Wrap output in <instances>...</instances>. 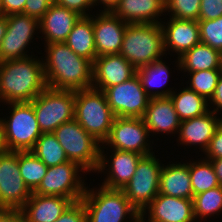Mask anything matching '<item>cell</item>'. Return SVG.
<instances>
[{
	"mask_svg": "<svg viewBox=\"0 0 222 222\" xmlns=\"http://www.w3.org/2000/svg\"><path fill=\"white\" fill-rule=\"evenodd\" d=\"M42 59L48 87L63 90L92 88L93 63L78 56L64 42L46 44Z\"/></svg>",
	"mask_w": 222,
	"mask_h": 222,
	"instance_id": "1",
	"label": "cell"
},
{
	"mask_svg": "<svg viewBox=\"0 0 222 222\" xmlns=\"http://www.w3.org/2000/svg\"><path fill=\"white\" fill-rule=\"evenodd\" d=\"M32 56L0 62V102H31L47 87L42 59Z\"/></svg>",
	"mask_w": 222,
	"mask_h": 222,
	"instance_id": "2",
	"label": "cell"
},
{
	"mask_svg": "<svg viewBox=\"0 0 222 222\" xmlns=\"http://www.w3.org/2000/svg\"><path fill=\"white\" fill-rule=\"evenodd\" d=\"M120 54L136 69L162 59L165 50L160 23L128 24Z\"/></svg>",
	"mask_w": 222,
	"mask_h": 222,
	"instance_id": "3",
	"label": "cell"
},
{
	"mask_svg": "<svg viewBox=\"0 0 222 222\" xmlns=\"http://www.w3.org/2000/svg\"><path fill=\"white\" fill-rule=\"evenodd\" d=\"M115 117L103 91L93 87L75 91L74 119L101 144L108 138Z\"/></svg>",
	"mask_w": 222,
	"mask_h": 222,
	"instance_id": "4",
	"label": "cell"
},
{
	"mask_svg": "<svg viewBox=\"0 0 222 222\" xmlns=\"http://www.w3.org/2000/svg\"><path fill=\"white\" fill-rule=\"evenodd\" d=\"M81 200L88 222H125L127 218L136 222L140 218L139 212L131 205L122 190L103 186H99L98 190L86 187Z\"/></svg>",
	"mask_w": 222,
	"mask_h": 222,
	"instance_id": "5",
	"label": "cell"
},
{
	"mask_svg": "<svg viewBox=\"0 0 222 222\" xmlns=\"http://www.w3.org/2000/svg\"><path fill=\"white\" fill-rule=\"evenodd\" d=\"M7 105L12 109L11 115L1 119L5 150L31 151L42 134L33 105L30 102Z\"/></svg>",
	"mask_w": 222,
	"mask_h": 222,
	"instance_id": "6",
	"label": "cell"
},
{
	"mask_svg": "<svg viewBox=\"0 0 222 222\" xmlns=\"http://www.w3.org/2000/svg\"><path fill=\"white\" fill-rule=\"evenodd\" d=\"M53 134L64 149L69 161L78 163L87 173L90 171L96 173L102 145L75 119L60 125Z\"/></svg>",
	"mask_w": 222,
	"mask_h": 222,
	"instance_id": "7",
	"label": "cell"
},
{
	"mask_svg": "<svg viewBox=\"0 0 222 222\" xmlns=\"http://www.w3.org/2000/svg\"><path fill=\"white\" fill-rule=\"evenodd\" d=\"M30 103L42 133L54 132L63 123L74 119L75 91L47 86Z\"/></svg>",
	"mask_w": 222,
	"mask_h": 222,
	"instance_id": "8",
	"label": "cell"
},
{
	"mask_svg": "<svg viewBox=\"0 0 222 222\" xmlns=\"http://www.w3.org/2000/svg\"><path fill=\"white\" fill-rule=\"evenodd\" d=\"M153 154L140 158L135 174L122 189L139 214L159 194L160 172L163 164L161 165L159 159Z\"/></svg>",
	"mask_w": 222,
	"mask_h": 222,
	"instance_id": "9",
	"label": "cell"
},
{
	"mask_svg": "<svg viewBox=\"0 0 222 222\" xmlns=\"http://www.w3.org/2000/svg\"><path fill=\"white\" fill-rule=\"evenodd\" d=\"M79 172L87 171L73 161L48 167L46 175L33 193L66 197L74 202L80 201L85 193L86 184Z\"/></svg>",
	"mask_w": 222,
	"mask_h": 222,
	"instance_id": "10",
	"label": "cell"
},
{
	"mask_svg": "<svg viewBox=\"0 0 222 222\" xmlns=\"http://www.w3.org/2000/svg\"><path fill=\"white\" fill-rule=\"evenodd\" d=\"M32 191L21 177L18 151L0 152V208L21 209Z\"/></svg>",
	"mask_w": 222,
	"mask_h": 222,
	"instance_id": "11",
	"label": "cell"
},
{
	"mask_svg": "<svg viewBox=\"0 0 222 222\" xmlns=\"http://www.w3.org/2000/svg\"><path fill=\"white\" fill-rule=\"evenodd\" d=\"M150 135L142 118L115 117L109 136L101 145L145 156L154 153L150 149Z\"/></svg>",
	"mask_w": 222,
	"mask_h": 222,
	"instance_id": "12",
	"label": "cell"
},
{
	"mask_svg": "<svg viewBox=\"0 0 222 222\" xmlns=\"http://www.w3.org/2000/svg\"><path fill=\"white\" fill-rule=\"evenodd\" d=\"M103 92L116 117L142 118L150 100L137 74L123 83L108 87Z\"/></svg>",
	"mask_w": 222,
	"mask_h": 222,
	"instance_id": "13",
	"label": "cell"
},
{
	"mask_svg": "<svg viewBox=\"0 0 222 222\" xmlns=\"http://www.w3.org/2000/svg\"><path fill=\"white\" fill-rule=\"evenodd\" d=\"M6 19L7 29L0 46V62L29 57L26 49L34 32L40 29L39 20L23 13L8 15Z\"/></svg>",
	"mask_w": 222,
	"mask_h": 222,
	"instance_id": "14",
	"label": "cell"
},
{
	"mask_svg": "<svg viewBox=\"0 0 222 222\" xmlns=\"http://www.w3.org/2000/svg\"><path fill=\"white\" fill-rule=\"evenodd\" d=\"M103 148H106L105 145L100 147V162L96 171L98 173L106 172L107 174L101 186L108 189L122 190L135 174L138 161L143 155L131 151L112 149V151L110 150L111 155L108 160ZM104 170L106 171L104 172Z\"/></svg>",
	"mask_w": 222,
	"mask_h": 222,
	"instance_id": "15",
	"label": "cell"
},
{
	"mask_svg": "<svg viewBox=\"0 0 222 222\" xmlns=\"http://www.w3.org/2000/svg\"><path fill=\"white\" fill-rule=\"evenodd\" d=\"M137 74V69L120 53L97 56L93 61L92 87L104 91Z\"/></svg>",
	"mask_w": 222,
	"mask_h": 222,
	"instance_id": "16",
	"label": "cell"
},
{
	"mask_svg": "<svg viewBox=\"0 0 222 222\" xmlns=\"http://www.w3.org/2000/svg\"><path fill=\"white\" fill-rule=\"evenodd\" d=\"M146 211L147 217H144ZM144 222H195L193 200L158 194L140 214Z\"/></svg>",
	"mask_w": 222,
	"mask_h": 222,
	"instance_id": "17",
	"label": "cell"
},
{
	"mask_svg": "<svg viewBox=\"0 0 222 222\" xmlns=\"http://www.w3.org/2000/svg\"><path fill=\"white\" fill-rule=\"evenodd\" d=\"M127 23L111 11H101L93 17L97 56L120 53Z\"/></svg>",
	"mask_w": 222,
	"mask_h": 222,
	"instance_id": "18",
	"label": "cell"
},
{
	"mask_svg": "<svg viewBox=\"0 0 222 222\" xmlns=\"http://www.w3.org/2000/svg\"><path fill=\"white\" fill-rule=\"evenodd\" d=\"M160 25L163 31L165 54L170 50L177 53L179 58L201 42L198 21L170 17L167 23L162 21Z\"/></svg>",
	"mask_w": 222,
	"mask_h": 222,
	"instance_id": "19",
	"label": "cell"
},
{
	"mask_svg": "<svg viewBox=\"0 0 222 222\" xmlns=\"http://www.w3.org/2000/svg\"><path fill=\"white\" fill-rule=\"evenodd\" d=\"M221 121L222 117L218 118L212 110L201 116L181 121L177 141L185 146L198 145L201 152H205Z\"/></svg>",
	"mask_w": 222,
	"mask_h": 222,
	"instance_id": "20",
	"label": "cell"
},
{
	"mask_svg": "<svg viewBox=\"0 0 222 222\" xmlns=\"http://www.w3.org/2000/svg\"><path fill=\"white\" fill-rule=\"evenodd\" d=\"M80 15L65 7L51 4L47 12L39 20L40 32L45 44L65 42Z\"/></svg>",
	"mask_w": 222,
	"mask_h": 222,
	"instance_id": "21",
	"label": "cell"
},
{
	"mask_svg": "<svg viewBox=\"0 0 222 222\" xmlns=\"http://www.w3.org/2000/svg\"><path fill=\"white\" fill-rule=\"evenodd\" d=\"M111 12L127 24H158L165 0H119Z\"/></svg>",
	"mask_w": 222,
	"mask_h": 222,
	"instance_id": "22",
	"label": "cell"
},
{
	"mask_svg": "<svg viewBox=\"0 0 222 222\" xmlns=\"http://www.w3.org/2000/svg\"><path fill=\"white\" fill-rule=\"evenodd\" d=\"M142 119L149 134L179 132L181 121L170 97L150 98Z\"/></svg>",
	"mask_w": 222,
	"mask_h": 222,
	"instance_id": "23",
	"label": "cell"
},
{
	"mask_svg": "<svg viewBox=\"0 0 222 222\" xmlns=\"http://www.w3.org/2000/svg\"><path fill=\"white\" fill-rule=\"evenodd\" d=\"M61 196L40 195L32 192L29 200L20 209L27 222H54L73 203Z\"/></svg>",
	"mask_w": 222,
	"mask_h": 222,
	"instance_id": "24",
	"label": "cell"
},
{
	"mask_svg": "<svg viewBox=\"0 0 222 222\" xmlns=\"http://www.w3.org/2000/svg\"><path fill=\"white\" fill-rule=\"evenodd\" d=\"M159 194L193 200L189 163H173L162 166Z\"/></svg>",
	"mask_w": 222,
	"mask_h": 222,
	"instance_id": "25",
	"label": "cell"
},
{
	"mask_svg": "<svg viewBox=\"0 0 222 222\" xmlns=\"http://www.w3.org/2000/svg\"><path fill=\"white\" fill-rule=\"evenodd\" d=\"M180 71L195 72L199 70L222 69V53L202 42L177 57Z\"/></svg>",
	"mask_w": 222,
	"mask_h": 222,
	"instance_id": "26",
	"label": "cell"
},
{
	"mask_svg": "<svg viewBox=\"0 0 222 222\" xmlns=\"http://www.w3.org/2000/svg\"><path fill=\"white\" fill-rule=\"evenodd\" d=\"M64 43L78 56L84 57L93 63L97 57L94 41L93 15L81 16Z\"/></svg>",
	"mask_w": 222,
	"mask_h": 222,
	"instance_id": "27",
	"label": "cell"
},
{
	"mask_svg": "<svg viewBox=\"0 0 222 222\" xmlns=\"http://www.w3.org/2000/svg\"><path fill=\"white\" fill-rule=\"evenodd\" d=\"M164 60H157L149 65H144L137 69V75L139 76L142 87L146 94L150 98L156 97H169L174 91L171 88L164 90H153L154 87H162L168 81L170 77L169 67L163 62ZM152 89V90H151Z\"/></svg>",
	"mask_w": 222,
	"mask_h": 222,
	"instance_id": "28",
	"label": "cell"
},
{
	"mask_svg": "<svg viewBox=\"0 0 222 222\" xmlns=\"http://www.w3.org/2000/svg\"><path fill=\"white\" fill-rule=\"evenodd\" d=\"M183 88L178 93L173 91L169 96L180 121L201 116L210 110L211 106L204 97L187 87Z\"/></svg>",
	"mask_w": 222,
	"mask_h": 222,
	"instance_id": "29",
	"label": "cell"
},
{
	"mask_svg": "<svg viewBox=\"0 0 222 222\" xmlns=\"http://www.w3.org/2000/svg\"><path fill=\"white\" fill-rule=\"evenodd\" d=\"M30 152L38 157L47 167L69 161L53 132L42 133Z\"/></svg>",
	"mask_w": 222,
	"mask_h": 222,
	"instance_id": "30",
	"label": "cell"
},
{
	"mask_svg": "<svg viewBox=\"0 0 222 222\" xmlns=\"http://www.w3.org/2000/svg\"><path fill=\"white\" fill-rule=\"evenodd\" d=\"M189 172L193 196L220 186L214 168L209 160L189 161Z\"/></svg>",
	"mask_w": 222,
	"mask_h": 222,
	"instance_id": "31",
	"label": "cell"
},
{
	"mask_svg": "<svg viewBox=\"0 0 222 222\" xmlns=\"http://www.w3.org/2000/svg\"><path fill=\"white\" fill-rule=\"evenodd\" d=\"M18 161L21 177L33 192L46 175L48 167L30 151H18Z\"/></svg>",
	"mask_w": 222,
	"mask_h": 222,
	"instance_id": "32",
	"label": "cell"
},
{
	"mask_svg": "<svg viewBox=\"0 0 222 222\" xmlns=\"http://www.w3.org/2000/svg\"><path fill=\"white\" fill-rule=\"evenodd\" d=\"M194 217L197 222L222 212V186L201 192L193 197Z\"/></svg>",
	"mask_w": 222,
	"mask_h": 222,
	"instance_id": "33",
	"label": "cell"
},
{
	"mask_svg": "<svg viewBox=\"0 0 222 222\" xmlns=\"http://www.w3.org/2000/svg\"><path fill=\"white\" fill-rule=\"evenodd\" d=\"M190 75L189 88L200 96L204 97L208 102L213 97L222 69L199 70L195 72H187Z\"/></svg>",
	"mask_w": 222,
	"mask_h": 222,
	"instance_id": "34",
	"label": "cell"
},
{
	"mask_svg": "<svg viewBox=\"0 0 222 222\" xmlns=\"http://www.w3.org/2000/svg\"><path fill=\"white\" fill-rule=\"evenodd\" d=\"M201 0H165V12L176 19L198 21Z\"/></svg>",
	"mask_w": 222,
	"mask_h": 222,
	"instance_id": "35",
	"label": "cell"
},
{
	"mask_svg": "<svg viewBox=\"0 0 222 222\" xmlns=\"http://www.w3.org/2000/svg\"><path fill=\"white\" fill-rule=\"evenodd\" d=\"M200 41L222 53V16L214 20L198 21Z\"/></svg>",
	"mask_w": 222,
	"mask_h": 222,
	"instance_id": "36",
	"label": "cell"
},
{
	"mask_svg": "<svg viewBox=\"0 0 222 222\" xmlns=\"http://www.w3.org/2000/svg\"><path fill=\"white\" fill-rule=\"evenodd\" d=\"M54 222H88L83 201L73 202Z\"/></svg>",
	"mask_w": 222,
	"mask_h": 222,
	"instance_id": "37",
	"label": "cell"
},
{
	"mask_svg": "<svg viewBox=\"0 0 222 222\" xmlns=\"http://www.w3.org/2000/svg\"><path fill=\"white\" fill-rule=\"evenodd\" d=\"M222 16V0H201L198 21L214 20Z\"/></svg>",
	"mask_w": 222,
	"mask_h": 222,
	"instance_id": "38",
	"label": "cell"
},
{
	"mask_svg": "<svg viewBox=\"0 0 222 222\" xmlns=\"http://www.w3.org/2000/svg\"><path fill=\"white\" fill-rule=\"evenodd\" d=\"M206 160H214L222 158V121L218 125L214 136L210 140L209 146L204 152Z\"/></svg>",
	"mask_w": 222,
	"mask_h": 222,
	"instance_id": "39",
	"label": "cell"
},
{
	"mask_svg": "<svg viewBox=\"0 0 222 222\" xmlns=\"http://www.w3.org/2000/svg\"><path fill=\"white\" fill-rule=\"evenodd\" d=\"M56 4L76 12L80 16H90L88 11L93 8L92 0H56Z\"/></svg>",
	"mask_w": 222,
	"mask_h": 222,
	"instance_id": "40",
	"label": "cell"
},
{
	"mask_svg": "<svg viewBox=\"0 0 222 222\" xmlns=\"http://www.w3.org/2000/svg\"><path fill=\"white\" fill-rule=\"evenodd\" d=\"M50 5L47 0H26L23 14L40 20Z\"/></svg>",
	"mask_w": 222,
	"mask_h": 222,
	"instance_id": "41",
	"label": "cell"
},
{
	"mask_svg": "<svg viewBox=\"0 0 222 222\" xmlns=\"http://www.w3.org/2000/svg\"><path fill=\"white\" fill-rule=\"evenodd\" d=\"M26 0H3L2 15L8 16L24 12Z\"/></svg>",
	"mask_w": 222,
	"mask_h": 222,
	"instance_id": "42",
	"label": "cell"
},
{
	"mask_svg": "<svg viewBox=\"0 0 222 222\" xmlns=\"http://www.w3.org/2000/svg\"><path fill=\"white\" fill-rule=\"evenodd\" d=\"M209 104L215 106V108L212 110L214 113L218 114V112H221V109H222V73L219 77L214 95L210 99Z\"/></svg>",
	"mask_w": 222,
	"mask_h": 222,
	"instance_id": "43",
	"label": "cell"
},
{
	"mask_svg": "<svg viewBox=\"0 0 222 222\" xmlns=\"http://www.w3.org/2000/svg\"><path fill=\"white\" fill-rule=\"evenodd\" d=\"M20 215L19 209L0 208V222H14Z\"/></svg>",
	"mask_w": 222,
	"mask_h": 222,
	"instance_id": "44",
	"label": "cell"
},
{
	"mask_svg": "<svg viewBox=\"0 0 222 222\" xmlns=\"http://www.w3.org/2000/svg\"><path fill=\"white\" fill-rule=\"evenodd\" d=\"M214 168L220 186H222V158L209 160Z\"/></svg>",
	"mask_w": 222,
	"mask_h": 222,
	"instance_id": "45",
	"label": "cell"
},
{
	"mask_svg": "<svg viewBox=\"0 0 222 222\" xmlns=\"http://www.w3.org/2000/svg\"><path fill=\"white\" fill-rule=\"evenodd\" d=\"M119 0H92L93 6H97V4L101 5L103 4V9L102 11L107 12L111 11L115 5L117 4Z\"/></svg>",
	"mask_w": 222,
	"mask_h": 222,
	"instance_id": "46",
	"label": "cell"
},
{
	"mask_svg": "<svg viewBox=\"0 0 222 222\" xmlns=\"http://www.w3.org/2000/svg\"><path fill=\"white\" fill-rule=\"evenodd\" d=\"M7 29V19L5 15H0V46Z\"/></svg>",
	"mask_w": 222,
	"mask_h": 222,
	"instance_id": "47",
	"label": "cell"
},
{
	"mask_svg": "<svg viewBox=\"0 0 222 222\" xmlns=\"http://www.w3.org/2000/svg\"><path fill=\"white\" fill-rule=\"evenodd\" d=\"M2 118L0 117V152L5 150L4 144H3V131H2Z\"/></svg>",
	"mask_w": 222,
	"mask_h": 222,
	"instance_id": "48",
	"label": "cell"
},
{
	"mask_svg": "<svg viewBox=\"0 0 222 222\" xmlns=\"http://www.w3.org/2000/svg\"><path fill=\"white\" fill-rule=\"evenodd\" d=\"M14 222H27V221L22 215H20Z\"/></svg>",
	"mask_w": 222,
	"mask_h": 222,
	"instance_id": "49",
	"label": "cell"
},
{
	"mask_svg": "<svg viewBox=\"0 0 222 222\" xmlns=\"http://www.w3.org/2000/svg\"><path fill=\"white\" fill-rule=\"evenodd\" d=\"M2 1L3 0H0V15H2Z\"/></svg>",
	"mask_w": 222,
	"mask_h": 222,
	"instance_id": "50",
	"label": "cell"
},
{
	"mask_svg": "<svg viewBox=\"0 0 222 222\" xmlns=\"http://www.w3.org/2000/svg\"><path fill=\"white\" fill-rule=\"evenodd\" d=\"M50 4H56V0H47Z\"/></svg>",
	"mask_w": 222,
	"mask_h": 222,
	"instance_id": "51",
	"label": "cell"
},
{
	"mask_svg": "<svg viewBox=\"0 0 222 222\" xmlns=\"http://www.w3.org/2000/svg\"><path fill=\"white\" fill-rule=\"evenodd\" d=\"M136 222H144L141 218H139Z\"/></svg>",
	"mask_w": 222,
	"mask_h": 222,
	"instance_id": "52",
	"label": "cell"
}]
</instances>
